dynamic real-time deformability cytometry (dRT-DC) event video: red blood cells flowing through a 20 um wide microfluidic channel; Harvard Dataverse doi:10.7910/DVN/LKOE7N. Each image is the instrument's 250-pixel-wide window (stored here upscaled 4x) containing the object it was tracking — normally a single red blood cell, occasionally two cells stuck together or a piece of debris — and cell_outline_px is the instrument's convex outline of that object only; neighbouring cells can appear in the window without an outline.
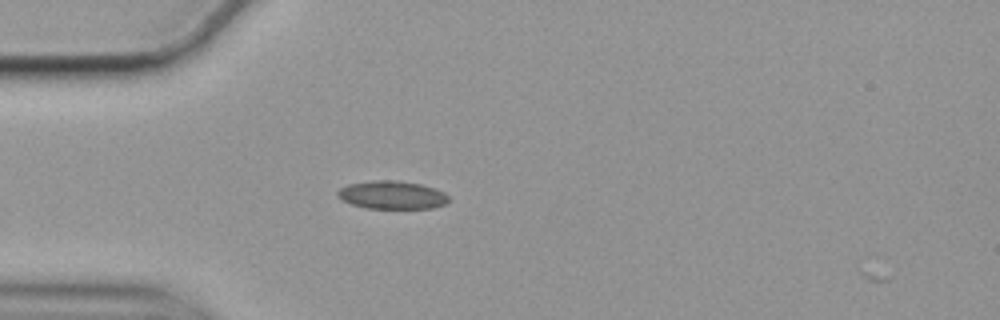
{"species": "common noctule bat (a hibernating species)", "species_latin": "Nyctalus noctula", "temperature_condition": "cold", "stored_images_in_passage": 45, "camera_frame_rate_fps": 3000, "um_per_image_px": 0.085, "animal": {"sex": "female", "body_mass_g": 19.9}, "frame": {"image": 1, "passage_image": 3, "time_ms": 0.667, "image_size_px": [1000, 320], "cell_outline_px": [[448, 200], [444, 204], [432, 208], [364, 208], [352, 204], [336, 196], [336, 192], [340, 188], [348, 184], [372, 180], [396, 180], [420, 184], [444, 192], [448, 196]], "centroid_in_image_um": [33.28, 16.57], "position_along_channel_um": 51.7, "area_um2": 18.09}}
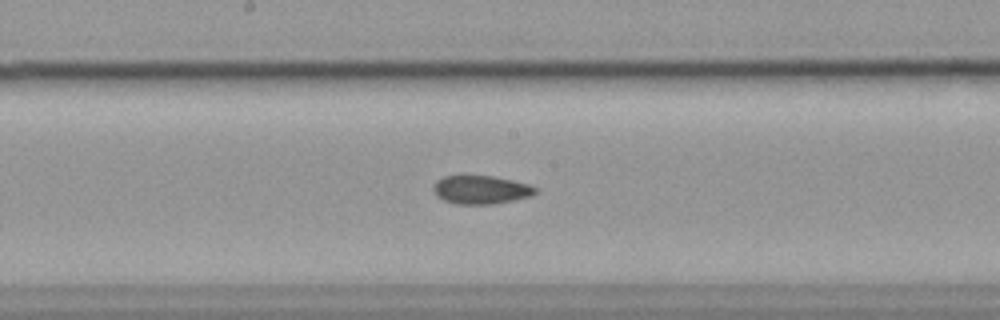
{"frame": {"image": 2, "passage_image": 17, "time_ms": 5.333, "image_size_px": [1000, 320], "cell_outline_px": [[536, 192], [532, 196], [492, 204], [456, 204], [444, 200], [436, 196], [432, 188], [436, 180], [444, 176], [492, 176], [512, 180], [528, 184], [536, 188]], "centroid_in_image_um": [40.85, 16.13], "position_along_channel_um": 207.4, "area_um2": 16.82}}
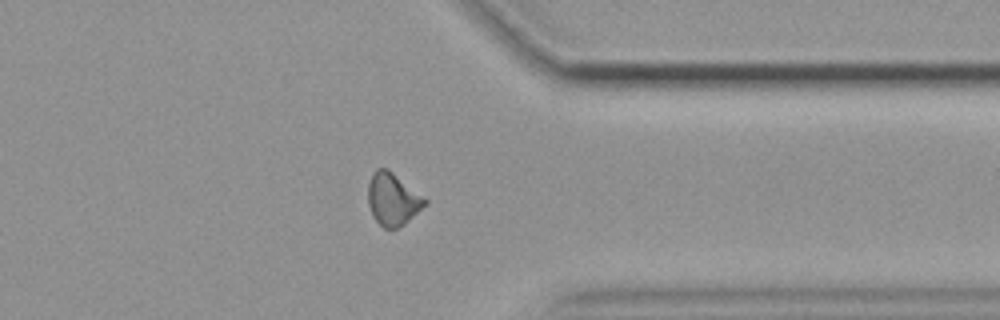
{"frame": {"image": 3, "passage_image": 32, "time_ms": 10.333, "image_size_px": [1000, 320], "cell_outline_px": [[428, 204], [404, 224], [396, 228], [384, 228], [372, 216], [368, 204], [368, 184], [372, 172], [376, 168], [388, 168], [428, 200]], "centroid_in_image_um": [33.38, 16.92], "position_along_channel_um": 378.0, "area_um2": 17.46}, "authors_computed_cell_mechanics": {"area_um2": 17.1088, "velocity_mm_per_s": 3.5352, "shape_relaxation_time_tau1_ms": null, "shape_relaxation_time_tau2_ms": 3.9609, "deformation_change_tau1": null, "deformation_change_tau2": 0.0844}}